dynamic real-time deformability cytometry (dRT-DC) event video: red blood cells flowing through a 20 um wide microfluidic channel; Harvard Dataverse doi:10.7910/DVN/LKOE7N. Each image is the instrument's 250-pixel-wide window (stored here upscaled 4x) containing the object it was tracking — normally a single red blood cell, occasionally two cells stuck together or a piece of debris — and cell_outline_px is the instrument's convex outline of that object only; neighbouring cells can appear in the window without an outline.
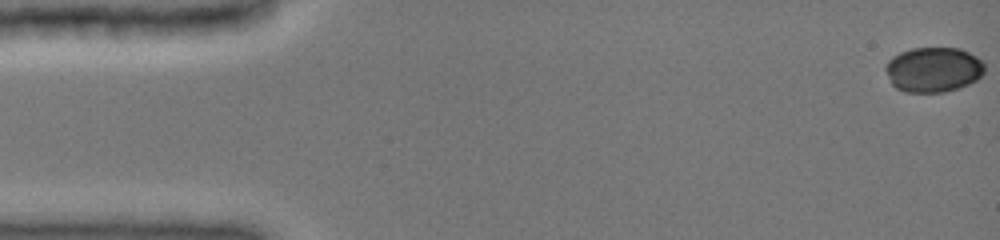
{"species": "common noctule bat (a hibernating species)", "species_latin": "Nyctalus noctula", "temperature_condition": "cold", "stored_images_in_passage": 3, "camera_frame_rate_fps": 3000, "um_per_image_px": 0.085, "animal": {"sex": "female", "body_mass_g": 19.0, "forearm_length_mm": 51.5}, "frame": {"image": 1, "passage_image": 1, "time_ms": 0.0, "image_size_px": [1000, 240], "cell_outline_px": [[984, 72], [976, 80], [968, 84], [944, 92], [904, 92], [896, 88], [892, 84], [884, 68], [888, 60], [892, 56], [900, 52], [912, 48], [960, 48], [976, 56], [984, 64]], "centroid_in_image_um": [79.31, 5.91], "position_along_channel_um": 5.7, "area_um2": 25.95}}